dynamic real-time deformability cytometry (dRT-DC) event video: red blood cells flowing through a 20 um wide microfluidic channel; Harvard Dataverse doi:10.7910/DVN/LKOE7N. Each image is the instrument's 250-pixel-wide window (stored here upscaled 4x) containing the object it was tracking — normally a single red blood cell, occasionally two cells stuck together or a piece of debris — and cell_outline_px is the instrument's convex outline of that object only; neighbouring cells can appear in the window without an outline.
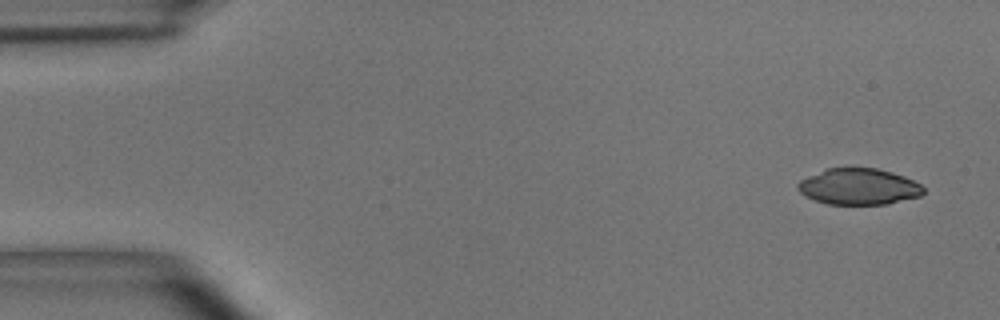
{"species": "common noctule bat (a hibernating species)", "species_latin": "Nyctalus noctula", "temperature_condition": "room temperature", "stored_images_in_passage": 8, "camera_frame_rate_fps": 3000, "um_per_image_px": 0.085, "animal": {"sex": "male", "body_mass_g": 15.6}, "frame": {"image": 1, "passage_image": 1, "time_ms": 0.0, "image_size_px": [1000, 320], "cell_outline_px": [[924, 192], [920, 196], [888, 204], [828, 204], [804, 196], [796, 188], [796, 184], [800, 180], [808, 176], [828, 168], [876, 168], [892, 172], [904, 176], [920, 184], [924, 188]], "centroid_in_image_um": [72.98, 15.86], "position_along_channel_um": 12.0, "area_um2": 26.47}}